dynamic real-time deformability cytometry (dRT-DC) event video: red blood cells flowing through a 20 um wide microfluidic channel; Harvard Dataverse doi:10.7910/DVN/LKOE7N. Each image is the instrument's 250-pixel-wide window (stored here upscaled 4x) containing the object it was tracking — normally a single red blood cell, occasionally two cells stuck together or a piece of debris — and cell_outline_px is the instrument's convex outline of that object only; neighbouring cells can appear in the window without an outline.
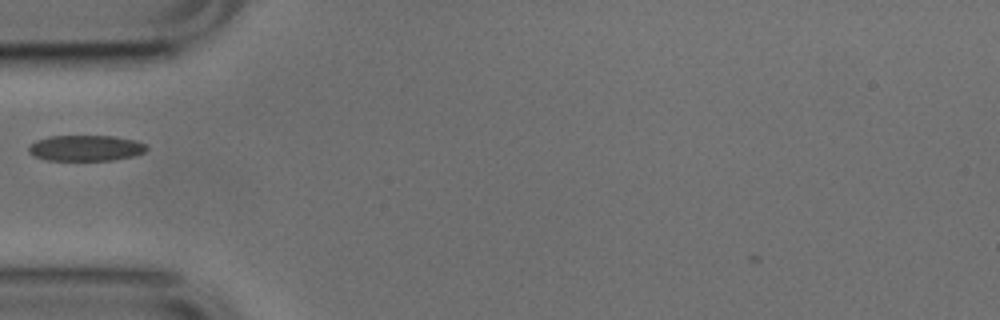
{"species": "common noctule bat (a hibernating species)", "species_latin": "Nyctalus noctula", "temperature_condition": "cold", "stored_images_in_passage": 34, "camera_frame_rate_fps": 3000, "um_per_image_px": 0.085, "animal": {"sex": "male", "body_mass_g": 17.9, "forearm_length_mm": 54.2}, "frame": {"image": 1, "passage_image": 1, "time_ms": 0.0, "image_size_px": [1000, 320], "cell_outline_px": [[148, 148], [144, 152], [132, 156], [112, 160], [48, 160], [36, 156], [28, 152], [28, 144], [36, 140], [48, 136], [116, 136], [136, 140], [148, 144]], "centroid_in_image_um": [7.3, 12.57], "position_along_channel_um": 77.7, "area_um2": 17.86}}
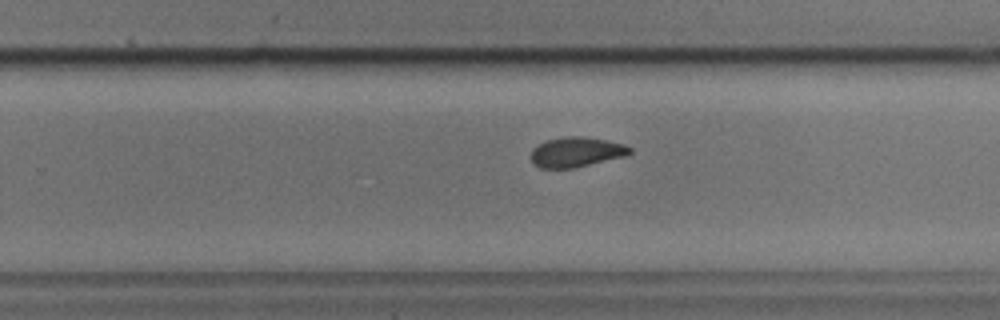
{"frame": {"image": 2, "passage_image": 17, "time_ms": 5.333, "image_size_px": [1000, 320], "cell_outline_px": [[632, 152], [628, 156], [572, 168], [540, 168], [532, 164], [532, 148], [548, 140], [564, 136], [584, 136], [608, 140], [624, 144], [632, 148]], "centroid_in_image_um": [49.03, 12.92], "position_along_channel_um": 280.8, "area_um2": 17.4}}
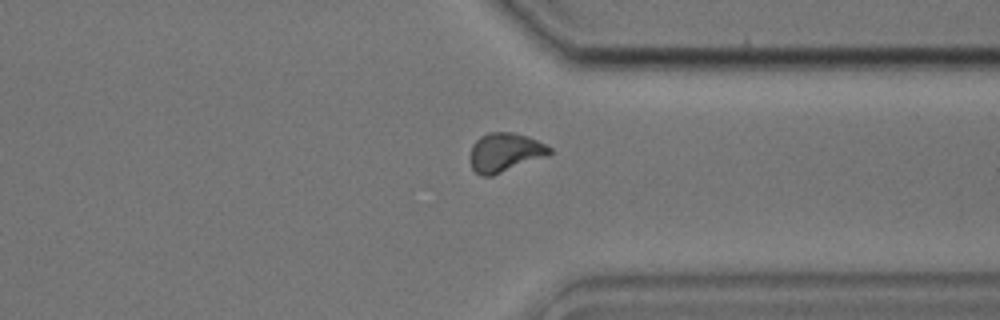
{"frame": {"image": 3, "passage_image": 24, "time_ms": 7.667, "image_size_px": [1000, 320], "cell_outline_px": [[552, 152], [548, 156], [492, 176], [480, 176], [472, 168], [468, 156], [472, 144], [480, 136], [488, 132], [512, 132], [528, 136], [552, 148]], "centroid_in_image_um": [42.89, 12.96], "position_along_channel_um": 368.5, "area_um2": 18.32}}